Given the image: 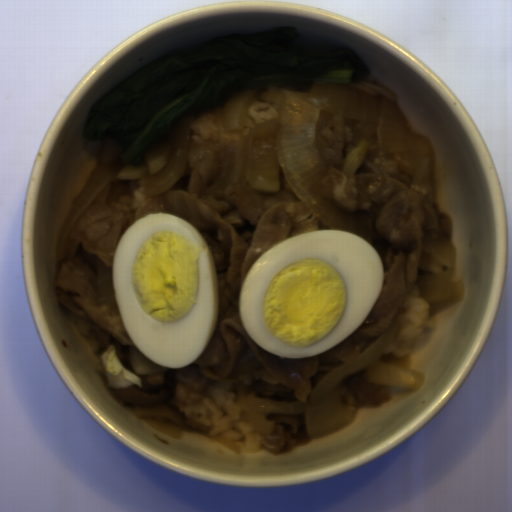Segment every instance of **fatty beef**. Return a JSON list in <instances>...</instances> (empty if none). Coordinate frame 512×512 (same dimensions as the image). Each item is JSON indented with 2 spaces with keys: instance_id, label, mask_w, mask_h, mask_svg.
Returning <instances> with one entry per match:
<instances>
[{
  "instance_id": "1bbc456c",
  "label": "fatty beef",
  "mask_w": 512,
  "mask_h": 512,
  "mask_svg": "<svg viewBox=\"0 0 512 512\" xmlns=\"http://www.w3.org/2000/svg\"><path fill=\"white\" fill-rule=\"evenodd\" d=\"M364 135L355 121L321 108L316 144L327 169L322 195L340 210L367 215L376 227L374 248L383 278L402 263L408 276V296H420L417 282L422 247L426 241L452 239V218L415 178L403 174L384 150L368 151L349 175L343 161ZM373 246V245H371Z\"/></svg>"
},
{
  "instance_id": "51303b74",
  "label": "fatty beef",
  "mask_w": 512,
  "mask_h": 512,
  "mask_svg": "<svg viewBox=\"0 0 512 512\" xmlns=\"http://www.w3.org/2000/svg\"><path fill=\"white\" fill-rule=\"evenodd\" d=\"M392 387L369 383L360 372L341 381L338 389L341 403L357 408H373L388 400Z\"/></svg>"
},
{
  "instance_id": "5ad873be",
  "label": "fatty beef",
  "mask_w": 512,
  "mask_h": 512,
  "mask_svg": "<svg viewBox=\"0 0 512 512\" xmlns=\"http://www.w3.org/2000/svg\"><path fill=\"white\" fill-rule=\"evenodd\" d=\"M268 421H274V429L269 436H261V449L283 453L296 446H306L312 438L309 437L303 414L268 413Z\"/></svg>"
},
{
  "instance_id": "8fa450e3",
  "label": "fatty beef",
  "mask_w": 512,
  "mask_h": 512,
  "mask_svg": "<svg viewBox=\"0 0 512 512\" xmlns=\"http://www.w3.org/2000/svg\"><path fill=\"white\" fill-rule=\"evenodd\" d=\"M291 89L272 85L254 89L242 129L229 132L224 122L231 93L216 107L199 115L178 116L172 128L154 137L143 156L169 148L173 134L187 130L189 164L172 187L145 197L138 178H116L90 204L68 233L55 264L54 288L68 319L102 357L113 345L123 367L139 378L138 391L155 394L171 389L174 368L162 374L134 371L131 352L138 348L120 313H110L96 301L95 262L113 268L119 239L140 219L154 213L185 219L199 234L215 266L218 316L210 341L191 362L207 380L233 388L236 401L255 395L284 403L306 402L317 384L342 364L373 345L395 322L398 310L365 319L337 346L317 355L281 358L262 349L248 334L241 316L240 291L254 263L271 246L305 232L330 229L317 219L291 187L283 169L277 192L221 185L223 144H241L255 128L276 121Z\"/></svg>"
}]
</instances>
